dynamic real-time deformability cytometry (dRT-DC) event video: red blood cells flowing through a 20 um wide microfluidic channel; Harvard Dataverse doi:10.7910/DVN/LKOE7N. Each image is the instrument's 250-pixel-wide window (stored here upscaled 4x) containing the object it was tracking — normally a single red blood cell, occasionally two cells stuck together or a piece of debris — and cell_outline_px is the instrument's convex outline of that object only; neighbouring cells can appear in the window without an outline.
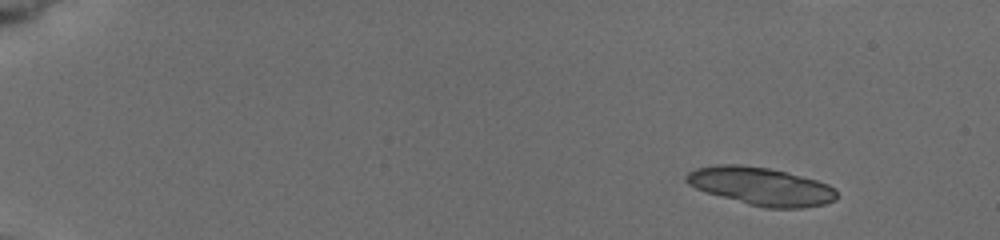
{"species": "common noctule bat (a hibernating species)", "species_latin": "Nyctalus noctula", "temperature_condition": "cold", "stored_images_in_passage": 9, "camera_frame_rate_fps": 3000, "um_per_image_px": 0.085, "animal": {"sex": "female", "body_mass_g": 19.5, "forearm_length_mm": 54.1}, "frame": {"image": 1, "passage_image": 1, "time_ms": 0.0, "image_size_px": [1000, 240], "cell_outline_px": [[836, 200], [824, 204], [804, 208], [764, 208], [748, 204], [708, 192], [696, 188], [688, 184], [684, 180], [684, 176], [688, 172], [696, 168], [724, 164], [740, 164], [768, 168], [788, 172], [816, 180], [828, 184], [836, 188]], "centroid_in_image_um": [64.71, 15.83], "position_along_channel_um": 20.3, "area_um2": 33.23}}
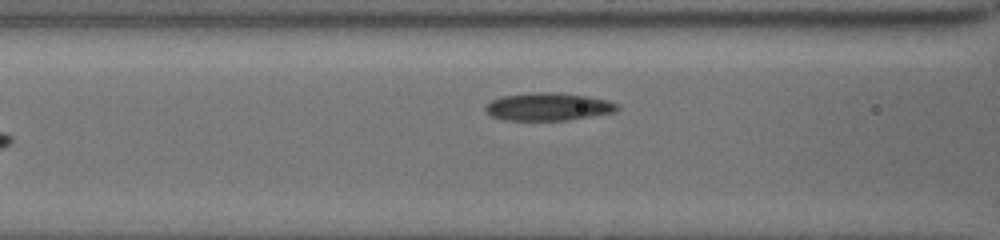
{"frame": {"image": 2, "passage_image": 9, "time_ms": 7.667, "image_size_px": [1000, 240], "cell_outline_px": [[620, 108], [616, 112], [568, 120], [504, 120], [492, 116], [484, 108], [492, 100], [500, 96], [532, 92], [556, 92], [584, 96], [608, 100], [620, 104]], "centroid_in_image_um": [46.63, 9.07], "position_along_channel_um": 120.0, "area_um2": 21.39}}